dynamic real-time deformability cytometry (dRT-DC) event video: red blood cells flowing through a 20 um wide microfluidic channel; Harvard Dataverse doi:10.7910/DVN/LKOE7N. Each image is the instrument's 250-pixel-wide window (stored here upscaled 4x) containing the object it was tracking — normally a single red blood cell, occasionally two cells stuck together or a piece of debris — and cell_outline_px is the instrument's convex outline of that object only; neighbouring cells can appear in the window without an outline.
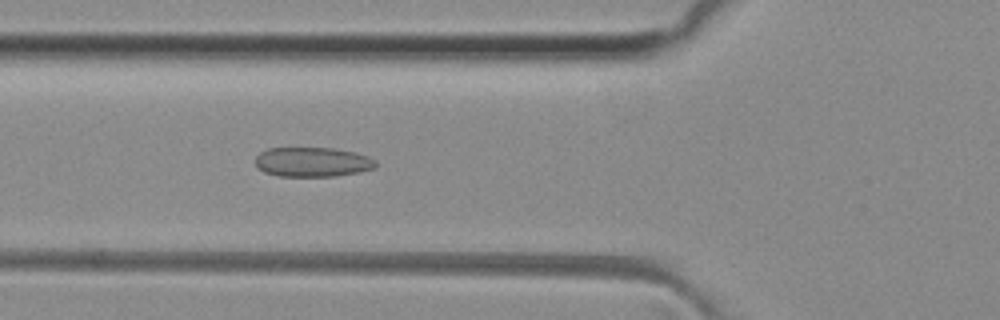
{"species": "common noctule bat (a hibernating species)", "species_latin": "Nyctalus noctula", "temperature_condition": "room temperature", "stored_images_in_passage": 50, "camera_frame_rate_fps": 3000, "um_per_image_px": 0.085, "animal": {"sex": "female", "body_mass_g": 29.2, "forearm_length_mm": 56.3}, "frame": {"image": 1, "passage_image": 18, "time_ms": 5.667, "image_size_px": [1000, 320], "cell_outline_px": [[376, 164], [372, 168], [360, 172], [336, 176], [280, 176], [264, 172], [256, 168], [256, 156], [260, 152], [268, 148], [332, 148], [356, 152], [368, 156], [376, 160]], "centroid_in_image_um": [26.55, 13.77], "position_along_channel_um": 99.3, "area_um2": 20.81}}
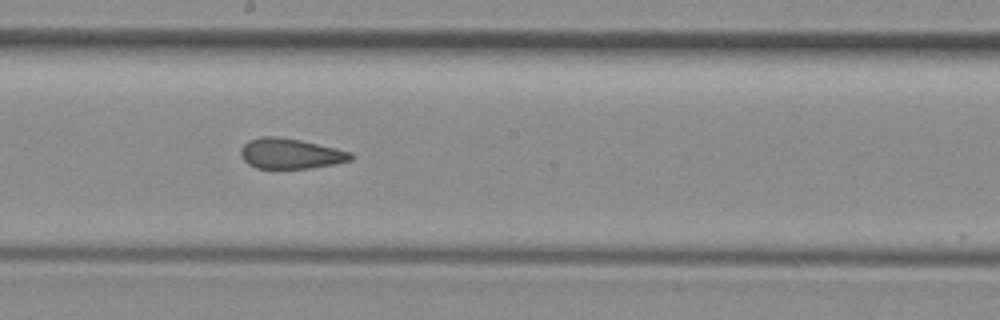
{"frame": {"image": 2, "passage_image": 27, "time_ms": 8.667, "image_size_px": [1000, 320], "cell_outline_px": [[352, 160], [312, 168], [256, 168], [248, 164], [244, 160], [240, 152], [240, 148], [248, 140], [264, 136], [276, 136], [300, 140], [352, 152]], "centroid_in_image_um": [24.66, 13.05], "position_along_channel_um": 223.5, "area_um2": 19.31}}
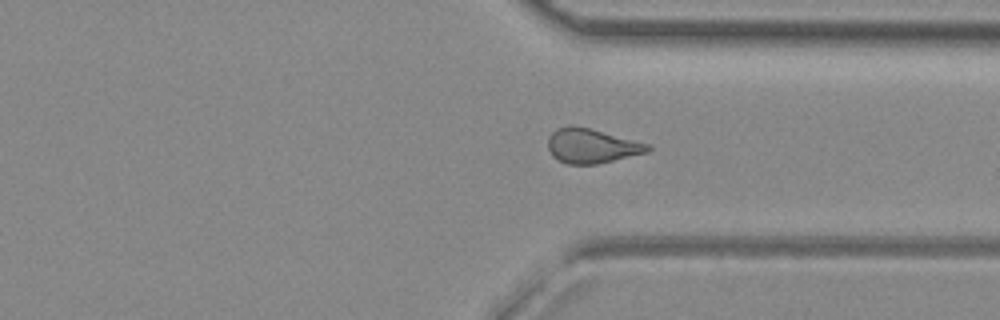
{"frame": {"image": 3, "passage_image": 37, "time_ms": 12.0, "image_size_px": [1000, 320], "cell_outline_px": [[652, 148], [648, 152], [596, 164], [568, 164], [552, 156], [548, 148], [548, 136], [556, 128], [588, 128], [652, 144]], "centroid_in_image_um": [50.33, 12.42], "position_along_channel_um": 361.1, "area_um2": 19.65}, "authors_computed_cell_mechanics": {"area_um2": 20.4323, "velocity_mm_per_s": 4.1273, "shape_relaxation_time_tau1_ms": null, "shape_relaxation_time_tau2_ms": 1.5816, "deformation_change_tau1": null, "deformation_change_tau2": 0.0963}}